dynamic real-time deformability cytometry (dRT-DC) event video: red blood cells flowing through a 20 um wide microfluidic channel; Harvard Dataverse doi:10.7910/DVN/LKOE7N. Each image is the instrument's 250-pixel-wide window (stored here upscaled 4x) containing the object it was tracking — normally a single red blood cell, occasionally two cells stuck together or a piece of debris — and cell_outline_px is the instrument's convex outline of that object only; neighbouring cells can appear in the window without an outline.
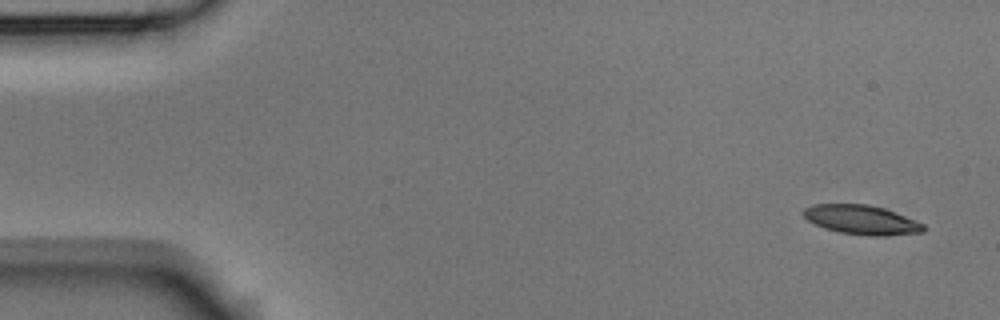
{"species": "Egyptian fruit bat (a non-hibernating species)", "species_latin": "Rousettus aegyptiacus", "temperature_condition": "room temperature", "stored_images_in_passage": 6, "camera_frame_rate_fps": 3000, "um_per_image_px": 0.085, "animal": {"sex": "male"}, "frame": {"image": 1, "passage_image": 1, "time_ms": 0.0, "image_size_px": [1000, 320], "cell_outline_px": [[928, 228], [924, 232], [888, 236], [868, 236], [840, 232], [824, 228], [808, 220], [804, 216], [804, 208], [812, 204], [868, 204], [884, 208], [924, 224]], "centroid_in_image_um": [73.27, 18.69], "position_along_channel_um": 11.7, "area_um2": 20.52}}
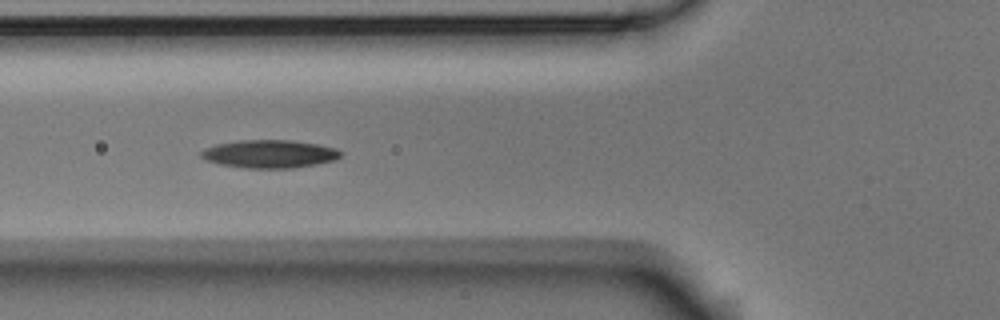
{"frame": {"image": 2, "passage_image": 5, "time_ms": 1.333, "image_size_px": [1000, 320], "cell_outline_px": [[344, 152], [336, 160], [316, 164], [292, 168], [244, 168], [220, 164], [208, 160], [200, 156], [200, 152], [216, 144], [240, 140], [292, 140], [316, 144], [336, 148]], "centroid_in_image_um": [22.95, 13.08], "position_along_channel_um": 102.8, "area_um2": 22.72}}
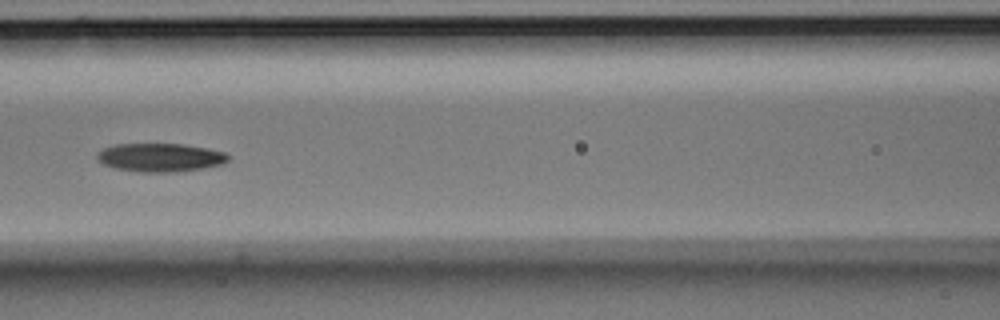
{"frame": {"image": 3, "passage_image": 6, "time_ms": 1.667, "image_size_px": [1000, 320], "cell_outline_px": [[228, 160], [220, 164], [204, 168], [176, 172], [140, 172], [116, 168], [104, 164], [96, 160], [96, 152], [104, 148], [116, 144], [180, 144], [208, 148], [224, 152], [228, 156]], "centroid_in_image_um": [13.58, 13.38], "position_along_channel_um": 153.0, "area_um2": 21.68}}